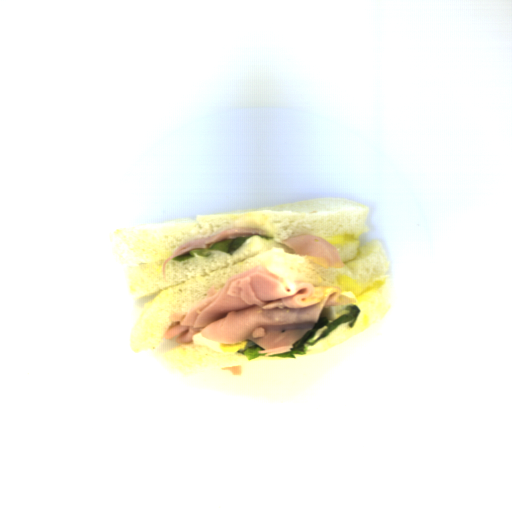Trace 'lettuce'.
I'll return each instance as SVG.
<instances>
[{"label": "lettuce", "mask_w": 512, "mask_h": 512, "mask_svg": "<svg viewBox=\"0 0 512 512\" xmlns=\"http://www.w3.org/2000/svg\"><path fill=\"white\" fill-rule=\"evenodd\" d=\"M345 314L333 322H328L329 318L319 317L315 326L305 333L297 342L293 343L292 348L284 353L270 354L269 358H290L295 359L298 356H305L309 347L314 346L333 330L343 323H348V328L354 327L361 311L355 305L350 304L345 308Z\"/></svg>", "instance_id": "obj_1"}, {"label": "lettuce", "mask_w": 512, "mask_h": 512, "mask_svg": "<svg viewBox=\"0 0 512 512\" xmlns=\"http://www.w3.org/2000/svg\"><path fill=\"white\" fill-rule=\"evenodd\" d=\"M251 236L246 238H237L228 241L217 242L209 249H193L189 251L186 255L177 256L171 260H173V262L186 261L195 258V254L199 257L208 258L214 251H222L230 255H233L251 238Z\"/></svg>", "instance_id": "obj_2"}, {"label": "lettuce", "mask_w": 512, "mask_h": 512, "mask_svg": "<svg viewBox=\"0 0 512 512\" xmlns=\"http://www.w3.org/2000/svg\"><path fill=\"white\" fill-rule=\"evenodd\" d=\"M260 350H264L263 347L258 345L257 343L246 347L245 350H237L239 355H244L249 361L254 360L256 357H265V353H259Z\"/></svg>", "instance_id": "obj_3"}, {"label": "lettuce", "mask_w": 512, "mask_h": 512, "mask_svg": "<svg viewBox=\"0 0 512 512\" xmlns=\"http://www.w3.org/2000/svg\"><path fill=\"white\" fill-rule=\"evenodd\" d=\"M260 238H262V239H264V240H267V241H269V242H270V241H272V240L274 239L272 236H266V235H265V236H261V235H260Z\"/></svg>", "instance_id": "obj_4"}]
</instances>
